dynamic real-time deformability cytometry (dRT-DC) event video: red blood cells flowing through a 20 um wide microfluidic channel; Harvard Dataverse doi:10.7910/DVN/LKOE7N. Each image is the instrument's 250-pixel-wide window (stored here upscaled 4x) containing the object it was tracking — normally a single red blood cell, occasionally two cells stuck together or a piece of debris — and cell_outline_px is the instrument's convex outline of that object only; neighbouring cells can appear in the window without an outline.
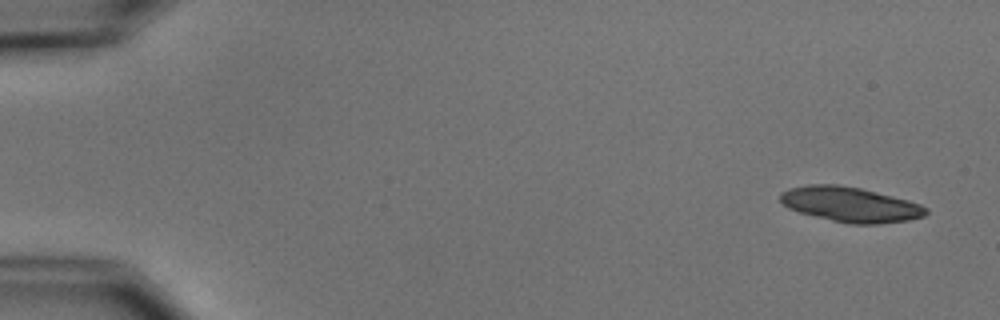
{"species": "common noctule bat (a hibernating species)", "species_latin": "Nyctalus noctula", "temperature_condition": "cold", "stored_images_in_passage": 5, "segment_of_instrument_passage": [2, 2], "camera_frame_rate_fps": 3000, "um_per_image_px": 0.085, "animal": {"sex": "male", "body_mass_g": 15.6}, "frame": {"image": 1, "passage_image": 5, "time_ms": 4.667, "image_size_px": [1000, 320], "cell_outline_px": [[928, 212], [924, 216], [908, 220], [880, 224], [848, 224], [800, 212], [788, 208], [780, 200], [780, 192], [788, 188], [808, 184], [836, 184], [860, 188], [908, 200], [920, 204], [928, 208]], "centroid_in_image_um": [72.27, 17.37], "position_along_channel_um": 12.7, "area_um2": 29.65}}